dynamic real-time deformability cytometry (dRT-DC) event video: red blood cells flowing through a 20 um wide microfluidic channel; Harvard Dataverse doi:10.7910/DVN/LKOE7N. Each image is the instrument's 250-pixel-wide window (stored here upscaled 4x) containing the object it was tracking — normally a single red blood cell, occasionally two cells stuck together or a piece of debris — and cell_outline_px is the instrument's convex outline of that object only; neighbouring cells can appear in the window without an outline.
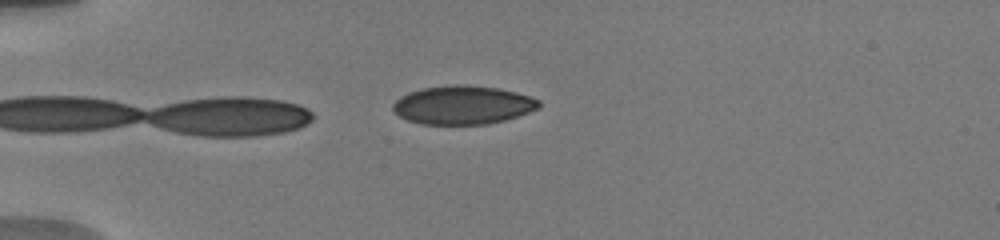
{"species": "human", "species_latin": "Homo sapiens", "temperature_condition": "warm", "stored_images_in_passage": 4, "camera_frame_rate_fps": 3000, "um_per_image_px": 0.085, "donor": {"sex": "male"}, "frame": {"image": 1, "passage_image": 4, "time_ms": 2.667, "image_size_px": [1000, 240], "cell_outline_px": [[540, 108], [504, 120], [488, 124], [420, 124], [408, 120], [400, 116], [392, 108], [392, 104], [400, 96], [408, 92], [424, 88], [456, 84], [464, 84], [496, 88], [516, 92], [540, 100]], "centroid_in_image_um": [39.33, 8.92], "position_along_channel_um": 45.7, "area_um2": 32.66}}